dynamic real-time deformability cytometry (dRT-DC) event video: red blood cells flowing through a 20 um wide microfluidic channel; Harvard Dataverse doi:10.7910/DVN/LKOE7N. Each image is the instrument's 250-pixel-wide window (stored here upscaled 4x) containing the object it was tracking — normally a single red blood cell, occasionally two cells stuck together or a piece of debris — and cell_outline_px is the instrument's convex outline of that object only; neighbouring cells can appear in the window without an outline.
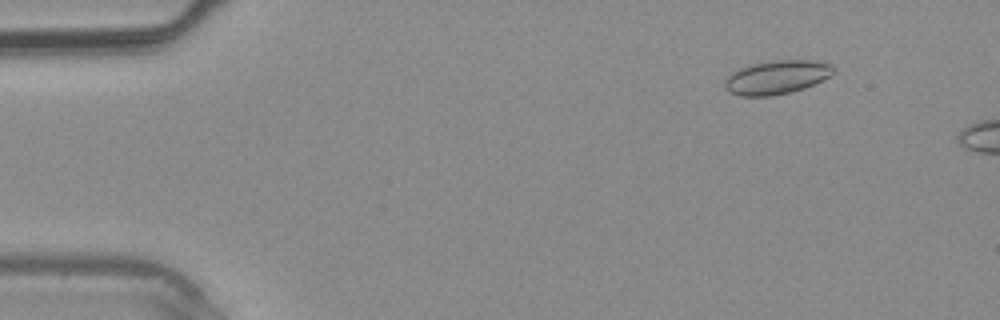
{"species": "common noctule bat (a hibernating species)", "species_latin": "Nyctalus noctula", "temperature_condition": "warm", "stored_images_in_passage": 4, "camera_frame_rate_fps": 3000, "um_per_image_px": 0.085, "animal": {"sex": "male", "body_mass_g": 20.4}, "frame": {"image": 1, "passage_image": 1, "time_ms": 0.0, "image_size_px": [1000, 320], "cell_outline_px": [[836, 68], [828, 76], [804, 88], [792, 92], [772, 96], [740, 96], [728, 92], [724, 88], [724, 80], [732, 72], [748, 64], [772, 60], [812, 60], [832, 64]], "centroid_in_image_um": [65.96, 6.56], "position_along_channel_um": 19.0, "area_um2": 21.5}}